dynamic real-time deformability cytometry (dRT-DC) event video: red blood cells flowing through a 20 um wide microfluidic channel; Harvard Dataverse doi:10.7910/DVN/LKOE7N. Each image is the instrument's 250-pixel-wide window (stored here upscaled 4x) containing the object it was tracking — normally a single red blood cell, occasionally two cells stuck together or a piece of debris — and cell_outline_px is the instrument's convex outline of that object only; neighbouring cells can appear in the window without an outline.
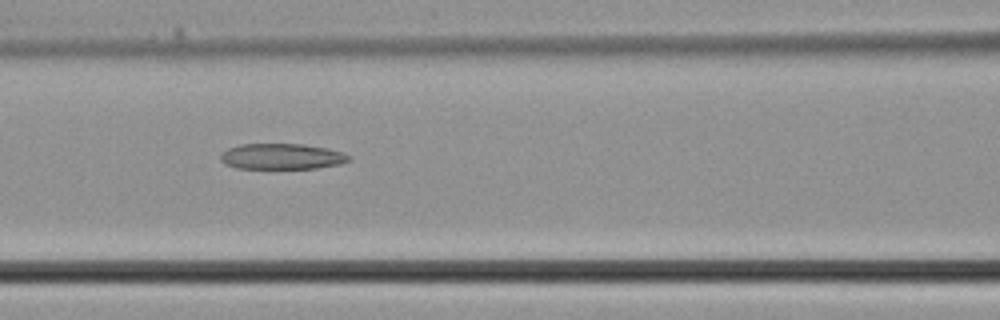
{"species": "common noctule bat (a hibernating species)", "species_latin": "Nyctalus noctula", "temperature_condition": "cold", "stored_images_in_passage": 29, "camera_frame_rate_fps": 3000, "um_per_image_px": 0.085, "animal": {"sex": "male", "body_mass_g": 21.5, "forearm_length_mm": 52.0}, "frame": {"image": 1, "passage_image": 8, "time_ms": 2.333, "image_size_px": [1000, 320], "cell_outline_px": [[352, 160], [340, 164], [316, 168], [236, 168], [224, 164], [220, 160], [220, 156], [228, 148], [240, 144], [304, 144], [328, 148], [344, 152], [352, 156]], "centroid_in_image_um": [24.0, 13.29], "position_along_channel_um": 142.6, "area_um2": 19.42}}
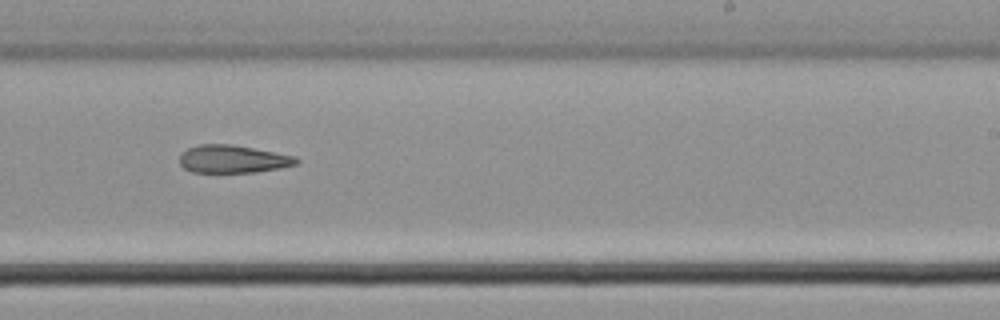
{"frame": {"image": 2, "passage_image": 15, "time_ms": 4.667, "image_size_px": [1000, 320], "cell_outline_px": [[300, 160], [296, 164], [280, 168], [256, 172], [192, 172], [184, 168], [180, 164], [180, 152], [188, 148], [200, 144], [232, 144], [296, 156]], "centroid_in_image_um": [19.78, 13.51], "position_along_channel_um": 269.2, "area_um2": 18.96}}
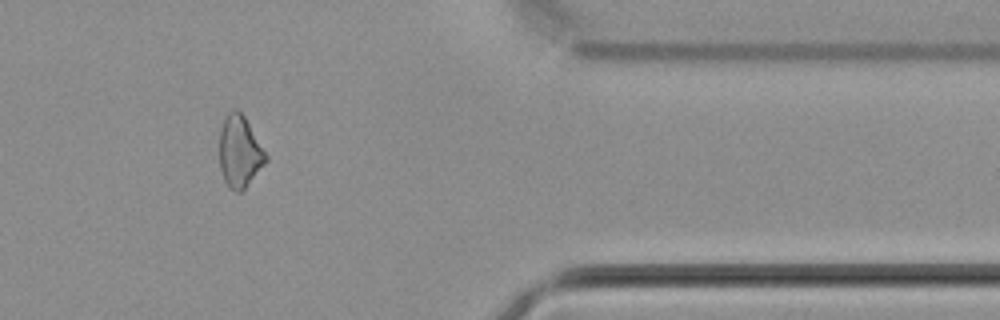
{"frame": {"image": 3, "passage_image": 23, "time_ms": 7.333, "image_size_px": [1000, 320], "cell_outline_px": [[268, 160], [244, 188], [240, 192], [236, 192], [228, 188], [224, 180], [220, 168], [220, 132], [224, 116], [228, 112], [236, 108], [244, 116], [268, 156]], "centroid_in_image_um": [20.36, 12.88], "position_along_channel_um": 391.0, "area_um2": 19.25}}